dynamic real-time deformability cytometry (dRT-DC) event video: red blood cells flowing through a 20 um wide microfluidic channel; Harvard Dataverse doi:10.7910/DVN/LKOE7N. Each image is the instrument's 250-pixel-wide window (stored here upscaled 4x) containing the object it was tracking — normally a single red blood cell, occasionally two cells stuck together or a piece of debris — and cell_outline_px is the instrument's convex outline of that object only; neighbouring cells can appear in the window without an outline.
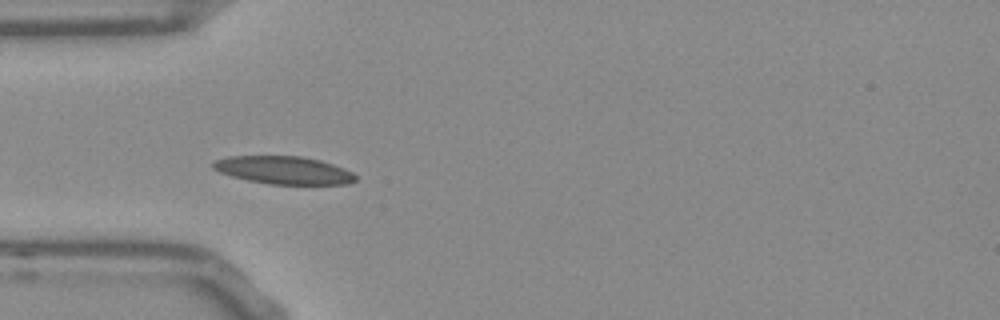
{"species": "Egyptian fruit bat (a non-hibernating species)", "species_latin": "Rousettus aegyptiacus", "temperature_condition": "room temperature", "stored_images_in_passage": 39, "camera_frame_rate_fps": 3000, "um_per_image_px": 0.085, "frame": {"image": 1, "passage_image": 1, "time_ms": 0.0, "image_size_px": [1000, 320], "cell_outline_px": [[356, 180], [348, 184], [268, 184], [248, 180], [232, 176], [220, 172], [212, 168], [212, 164], [216, 160], [228, 156], [300, 156], [320, 160], [344, 168], [352, 172], [356, 176]], "centroid_in_image_um": [24.12, 14.46], "position_along_channel_um": 60.9, "area_um2": 23.0}}
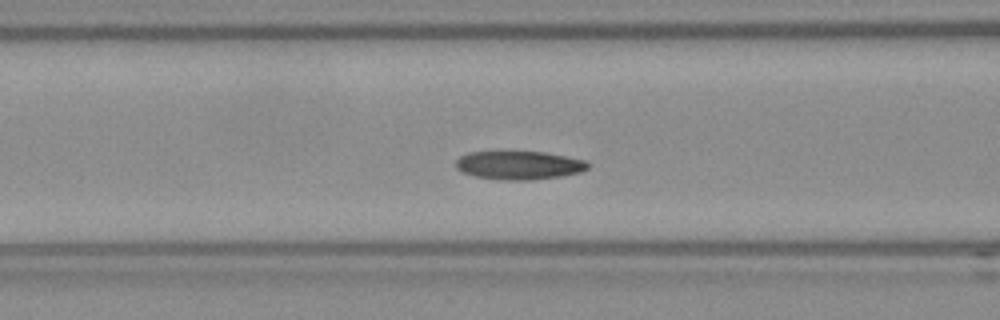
{"frame": {"image": 2, "passage_image": 6, "time_ms": 1.667, "image_size_px": [1000, 320], "cell_outline_px": [[588, 168], [580, 172], [560, 176], [532, 180], [508, 180], [476, 176], [464, 172], [456, 168], [456, 160], [460, 156], [468, 152], [544, 152], [588, 160]], "centroid_in_image_um": [44.14, 14.04], "position_along_channel_um": 122.5, "area_um2": 21.73}}
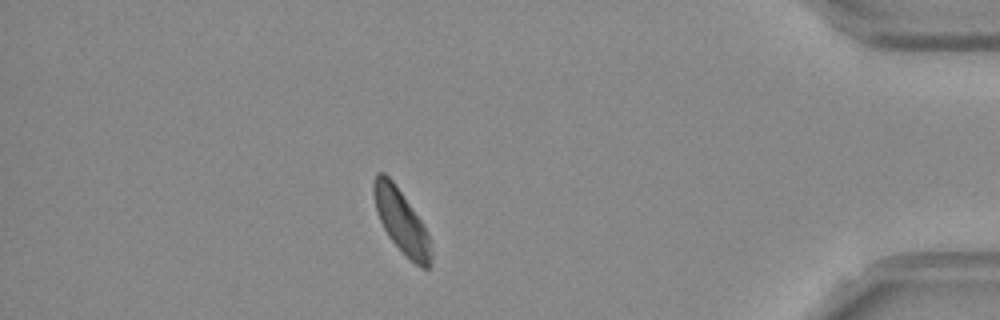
{"frame": {"image": 3, "passage_image": 32, "time_ms": 10.333, "image_size_px": [1000, 320], "cell_outline_px": [[432, 260], [428, 268], [420, 268], [388, 236], [376, 212], [372, 192], [372, 180], [376, 172], [384, 172], [392, 180], [420, 220], [428, 236], [432, 256]], "centroid_in_image_um": [34.06, 18.76], "position_along_channel_um": 401.1, "area_um2": 20.69}, "authors_computed_cell_mechanics": {"area_um2": 21.7328, "velocity_mm_per_s": 3.7473, "shape_relaxation_time_tau1_ms": 6.1233, "shape_relaxation_time_tau2_ms": null, "deformation_change_tau1": 0.1235, "deformation_change_tau2": null}}